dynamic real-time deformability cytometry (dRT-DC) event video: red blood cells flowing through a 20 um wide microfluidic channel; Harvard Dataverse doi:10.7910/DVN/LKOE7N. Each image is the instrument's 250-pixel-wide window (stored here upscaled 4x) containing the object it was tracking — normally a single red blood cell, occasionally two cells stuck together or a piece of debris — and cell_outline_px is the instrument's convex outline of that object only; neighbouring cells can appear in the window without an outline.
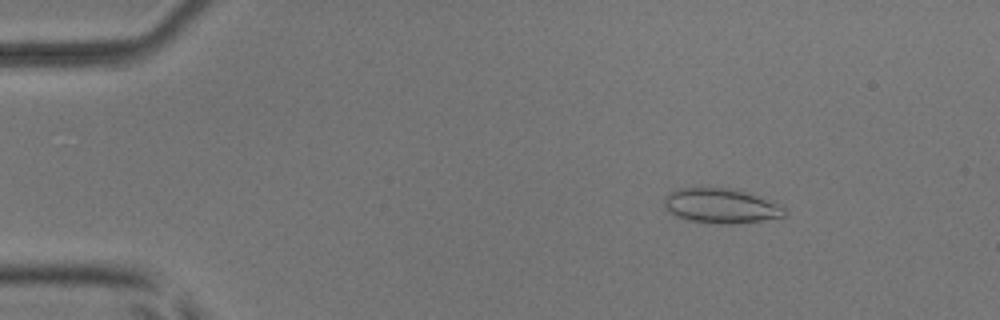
{"species": "common noctule bat (a hibernating species)", "species_latin": "Nyctalus noctula", "temperature_condition": "room temperature", "stored_images_in_passage": 3, "camera_frame_rate_fps": 3000, "um_per_image_px": 0.085, "animal": {"sex": "male", "body_mass_g": 17.9, "forearm_length_mm": 54.2}, "frame": {"image": 1, "passage_image": 1, "time_ms": 0.0, "image_size_px": [1000, 320], "cell_outline_px": [[788, 212], [784, 216], [760, 220], [732, 224], [728, 224], [688, 220], [676, 216], [664, 208], [664, 200], [668, 192], [676, 188], [728, 188], [764, 196], [784, 208]], "centroid_in_image_um": [61.27, 17.48], "position_along_channel_um": 23.7, "area_um2": 24.33}}